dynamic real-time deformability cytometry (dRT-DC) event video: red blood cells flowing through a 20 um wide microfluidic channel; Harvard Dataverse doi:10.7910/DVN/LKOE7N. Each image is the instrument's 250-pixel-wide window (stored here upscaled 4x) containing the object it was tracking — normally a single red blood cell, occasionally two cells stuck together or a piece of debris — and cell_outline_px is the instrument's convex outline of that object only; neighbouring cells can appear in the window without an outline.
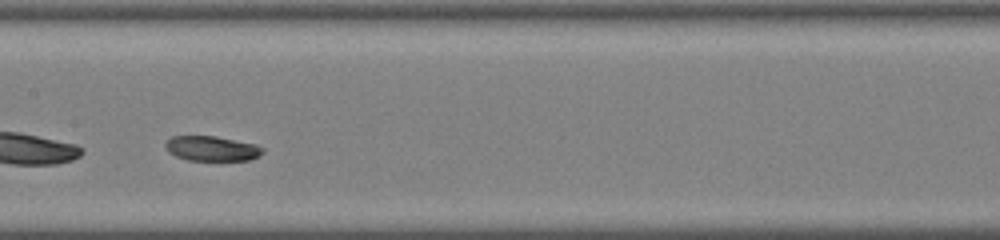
{"species": "common noctule bat (a hibernating species)", "species_latin": "Nyctalus noctula", "temperature_condition": "warm", "stored_images_in_passage": 29, "camera_frame_rate_fps": 3000, "um_per_image_px": 0.085, "animal": {"sex": "male", "body_mass_g": 19.0, "forearm_length_mm": 50.8}, "frame": {"image": 1, "passage_image": 13, "time_ms": 4.0, "image_size_px": [1000, 240], "cell_outline_px": [[264, 152], [260, 156], [248, 160], [188, 160], [176, 156], [168, 152], [164, 144], [172, 136], [216, 136], [256, 144], [264, 148]], "centroid_in_image_um": [18.03, 12.62], "position_along_channel_um": 189.4, "area_um2": 14.16}}
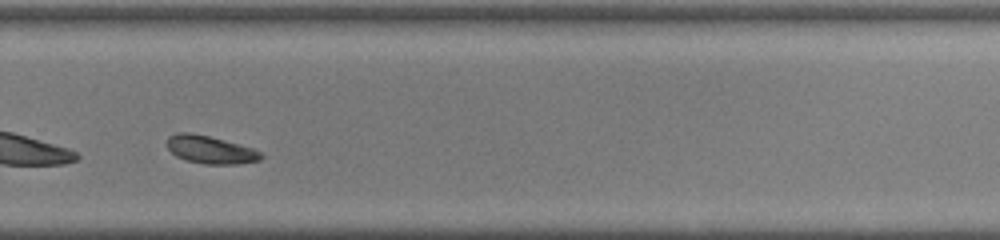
{"frame": {"image": 2, "passage_image": 21, "time_ms": 6.667, "image_size_px": [1000, 240], "cell_outline_px": [[264, 156], [260, 160], [240, 164], [204, 164], [184, 160], [176, 156], [168, 148], [168, 136], [176, 132], [192, 132], [208, 136], [252, 148], [260, 152]], "centroid_in_image_um": [17.86, 12.73], "position_along_channel_um": 311.9, "area_um2": 15.2}}